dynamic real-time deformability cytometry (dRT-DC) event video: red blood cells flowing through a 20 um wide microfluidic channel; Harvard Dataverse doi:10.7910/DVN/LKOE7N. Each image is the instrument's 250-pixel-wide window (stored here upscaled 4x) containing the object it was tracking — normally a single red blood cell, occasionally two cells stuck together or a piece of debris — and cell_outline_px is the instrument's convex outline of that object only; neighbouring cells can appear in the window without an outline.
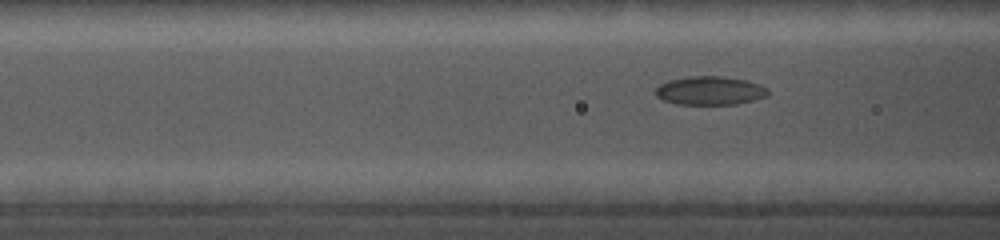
{"species": "common noctule bat (a hibernating species)", "species_latin": "Nyctalus noctula", "temperature_condition": "cold", "stored_images_in_passage": 64, "camera_frame_rate_fps": 5000, "um_per_image_px": 0.085, "animal": {"sex": "female", "body_mass_g": 19.0, "forearm_length_mm": 56.7}, "frame": {"image": 1, "passage_image": 43, "time_ms": 7.2, "image_size_px": [1000, 240], "cell_outline_px": [[768, 96], [736, 104], [680, 104], [664, 100], [656, 96], [656, 88], [660, 84], [668, 80], [692, 76], [720, 76], [744, 80], [768, 88]], "centroid_in_image_um": [60.33, 7.7], "position_along_channel_um": 106.3, "area_um2": 18.44}}
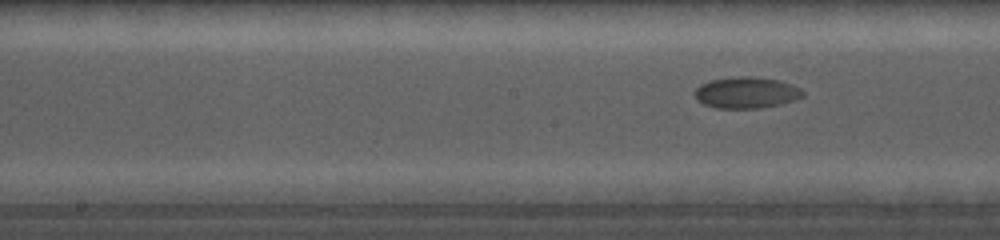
{"frame": {"image": 2, "passage_image": 57, "time_ms": 9.4, "image_size_px": [1000, 240], "cell_outline_px": [[804, 96], [780, 104], [760, 108], [716, 108], [704, 104], [696, 100], [696, 88], [700, 84], [712, 80], [740, 76], [752, 76], [780, 80], [792, 84], [800, 88], [804, 92]], "centroid_in_image_um": [63.45, 7.87], "position_along_channel_um": 184.7, "area_um2": 19.65}}
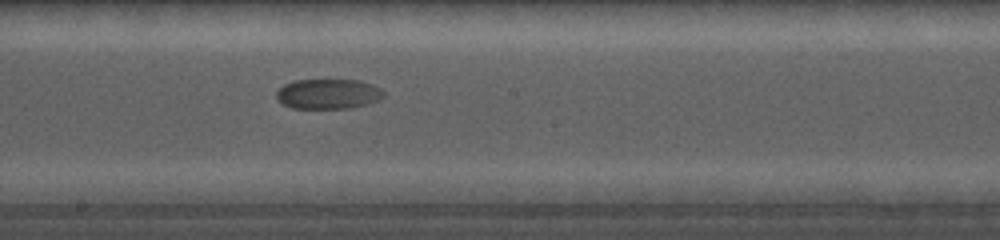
{"frame": {"image": 3, "passage_image": 64, "time_ms": 10.4, "image_size_px": [1000, 240], "cell_outline_px": [[384, 96], [376, 100], [352, 108], [292, 108], [276, 100], [276, 92], [284, 84], [296, 80], [356, 80], [372, 84], [380, 88], [384, 92]], "centroid_in_image_um": [27.86, 7.98], "position_along_channel_um": 220.3, "area_um2": 18.61}}